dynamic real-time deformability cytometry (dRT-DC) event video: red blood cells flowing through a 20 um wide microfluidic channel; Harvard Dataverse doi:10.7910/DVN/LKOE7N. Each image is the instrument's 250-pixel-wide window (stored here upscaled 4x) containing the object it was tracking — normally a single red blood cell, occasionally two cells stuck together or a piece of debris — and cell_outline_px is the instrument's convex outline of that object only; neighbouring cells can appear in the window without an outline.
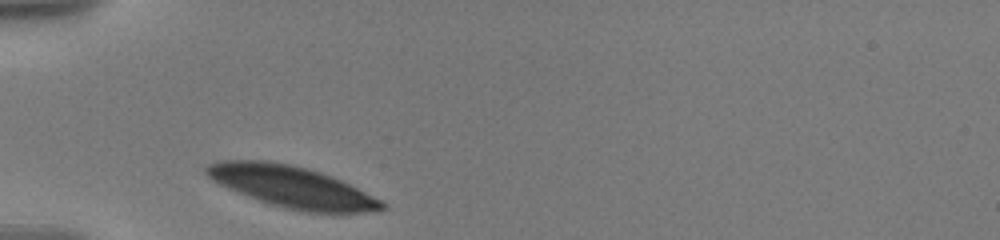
{"species": "human", "species_latin": "Homo sapiens", "temperature_condition": "warm", "stored_images_in_passage": 8, "camera_frame_rate_fps": 3000, "um_per_image_px": 0.085, "donor": {"sex": "male"}, "frame": {"image": 1, "passage_image": 1, "time_ms": 0.0, "image_size_px": [1000, 240], "cell_outline_px": [[388, 208], [380, 212], [308, 212], [288, 208], [272, 204], [260, 200], [228, 188], [212, 180], [204, 172], [204, 168], [208, 164], [216, 160], [268, 160], [292, 164], [308, 168], [332, 176], [384, 200], [388, 204]], "centroid_in_image_um": [24.87, 15.86], "position_along_channel_um": 60.1, "area_um2": 42.54}}
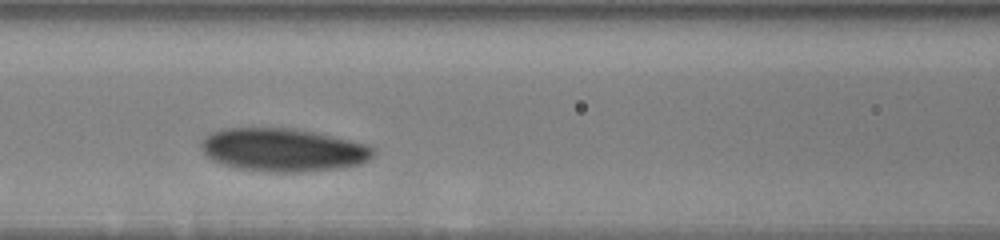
{"frame": {"image": 2, "passage_image": 6, "time_ms": 2.667, "image_size_px": [1000, 240], "cell_outline_px": [[376, 152], [368, 160], [360, 164], [340, 168], [304, 172], [264, 172], [240, 168], [224, 164], [212, 160], [200, 148], [200, 140], [212, 132], [224, 128], [288, 128], [312, 132], [368, 144], [376, 148]], "centroid_in_image_um": [24.07, 12.75], "position_along_channel_um": 142.5, "area_um2": 43.29}}
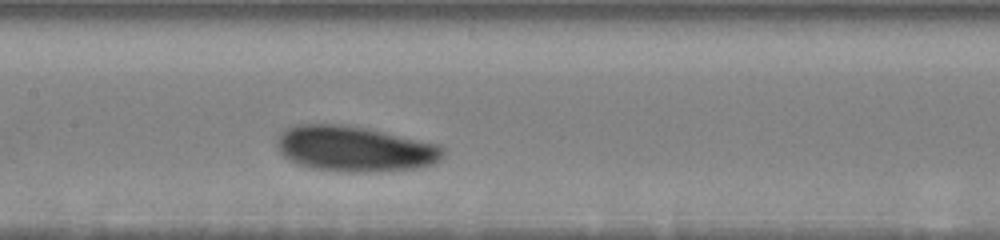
{"frame": {"image": 3, "passage_image": 8, "time_ms": 3.667, "image_size_px": [1000, 240], "cell_outline_px": [[444, 152], [440, 160], [432, 164], [412, 168], [380, 172], [336, 172], [312, 168], [296, 164], [288, 160], [280, 152], [276, 144], [276, 136], [284, 128], [296, 124], [348, 124], [440, 144], [444, 148]], "centroid_in_image_um": [30.09, 12.64], "position_along_channel_um": 177.3, "area_um2": 44.74}}